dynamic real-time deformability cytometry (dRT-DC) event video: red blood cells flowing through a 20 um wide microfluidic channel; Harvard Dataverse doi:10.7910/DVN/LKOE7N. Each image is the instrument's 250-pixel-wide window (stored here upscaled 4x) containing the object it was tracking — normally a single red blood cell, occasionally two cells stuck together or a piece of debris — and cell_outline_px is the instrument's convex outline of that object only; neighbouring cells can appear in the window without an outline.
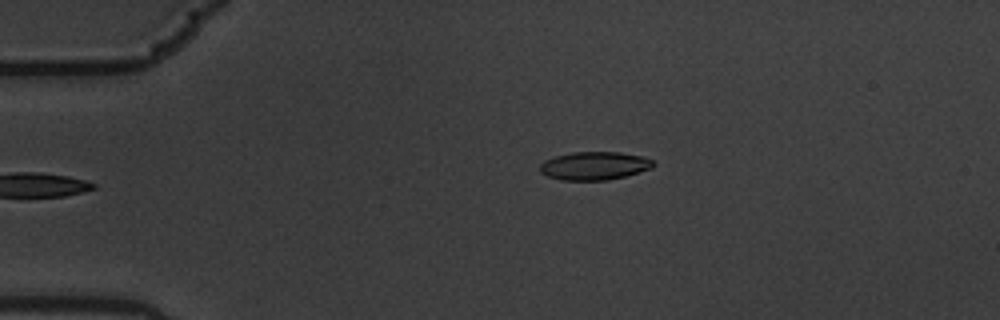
{"species": "common noctule bat (a hibernating species)", "species_latin": "Nyctalus noctula", "temperature_condition": "warm", "stored_images_in_passage": 5, "camera_frame_rate_fps": 3000, "um_per_image_px": 0.085, "animal": {"sex": "male", "body_mass_g": 19.5, "forearm_length_mm": 54.6}, "frame": {"image": 1, "passage_image": 5, "time_ms": 1.333, "image_size_px": [1000, 320], "cell_outline_px": [[656, 164], [652, 168], [624, 176], [608, 180], [560, 180], [548, 176], [540, 172], [540, 164], [544, 160], [556, 156], [572, 152], [620, 152], [640, 156], [652, 160]], "centroid_in_image_um": [50.51, 14.09], "position_along_channel_um": 34.5, "area_um2": 18.55}}